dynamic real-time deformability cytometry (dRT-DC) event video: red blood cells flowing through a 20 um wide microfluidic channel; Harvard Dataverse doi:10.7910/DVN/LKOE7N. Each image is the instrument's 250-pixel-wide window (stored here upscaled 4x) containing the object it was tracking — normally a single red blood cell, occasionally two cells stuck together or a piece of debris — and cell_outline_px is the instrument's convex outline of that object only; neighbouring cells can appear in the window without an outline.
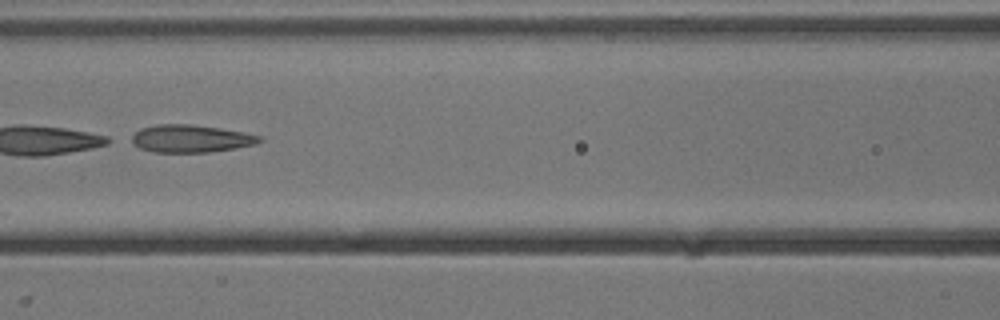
{"species": "common noctule bat (a hibernating species)", "species_latin": "Nyctalus noctula", "temperature_condition": "cold", "stored_images_in_passage": 51, "camera_frame_rate_fps": 3000, "um_per_image_px": 0.085, "animal": {"sex": "male", "body_mass_g": 13.3}, "frame": {"image": 1, "passage_image": 22, "time_ms": 7.0, "image_size_px": [1000, 320], "cell_outline_px": [[264, 140], [256, 144], [236, 148], [208, 152], [152, 152], [140, 148], [124, 140], [140, 128], [156, 124], [192, 124], [220, 128], [264, 136]], "centroid_in_image_um": [16.15, 11.78], "position_along_channel_um": 150.4, "area_um2": 21.04}}